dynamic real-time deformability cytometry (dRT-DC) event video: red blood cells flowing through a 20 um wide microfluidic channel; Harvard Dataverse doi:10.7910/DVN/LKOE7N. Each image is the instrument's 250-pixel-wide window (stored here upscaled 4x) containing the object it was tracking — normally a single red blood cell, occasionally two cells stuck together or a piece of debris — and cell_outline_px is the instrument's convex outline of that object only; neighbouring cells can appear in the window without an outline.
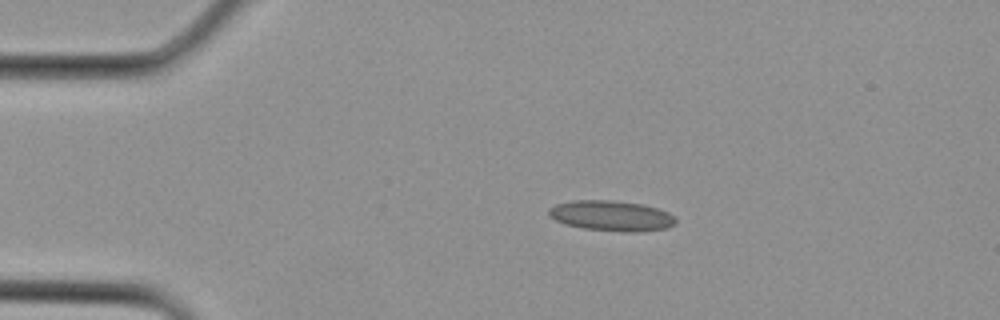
{"species": "Egyptian fruit bat (a non-hibernating species)", "species_latin": "Rousettus aegyptiacus", "temperature_condition": "cold", "stored_images_in_passage": 2, "camera_frame_rate_fps": 3000, "um_per_image_px": 0.085, "animal": {"sex": "female"}, "frame": {"image": 1, "passage_image": 2, "time_ms": 0.333, "image_size_px": [1000, 320], "cell_outline_px": [[676, 224], [668, 228], [640, 232], [632, 232], [584, 228], [564, 224], [548, 216], [548, 208], [556, 204], [572, 200], [612, 200], [644, 204], [668, 212], [676, 220]], "centroid_in_image_um": [51.96, 18.33], "position_along_channel_um": 33.0, "area_um2": 22.54}}